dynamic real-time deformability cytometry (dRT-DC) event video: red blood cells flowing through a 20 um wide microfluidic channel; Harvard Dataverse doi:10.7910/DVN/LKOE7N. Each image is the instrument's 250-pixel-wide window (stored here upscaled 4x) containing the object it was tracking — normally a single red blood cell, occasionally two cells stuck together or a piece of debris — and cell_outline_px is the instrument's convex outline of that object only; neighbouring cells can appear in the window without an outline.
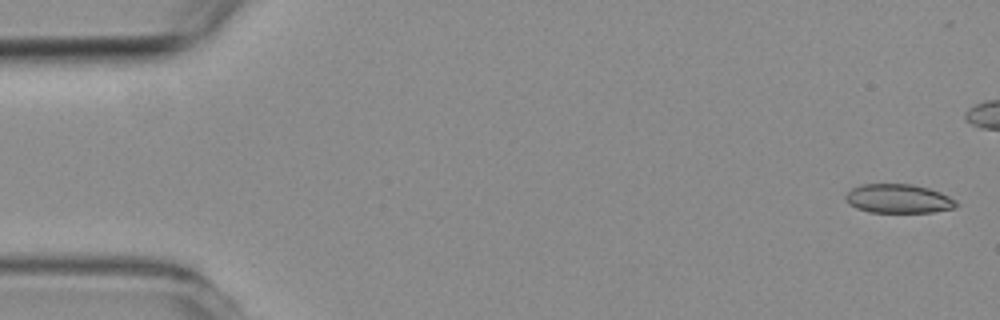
{"species": "common noctule bat (a hibernating species)", "species_latin": "Nyctalus noctula", "temperature_condition": "room temperature", "stored_images_in_passage": 10, "camera_frame_rate_fps": 3000, "um_per_image_px": 0.085, "animal": {"sex": "female", "body_mass_g": 19.3, "forearm_length_mm": 54.1}, "frame": {"image": 1, "passage_image": 1, "time_ms": 0.0, "image_size_px": [1000, 320], "cell_outline_px": [[960, 204], [956, 208], [932, 212], [868, 212], [856, 208], [848, 204], [844, 196], [852, 188], [864, 184], [912, 184], [928, 188], [940, 192], [956, 200]], "centroid_in_image_um": [76.38, 16.89], "position_along_channel_um": 8.6, "area_um2": 18.79}}
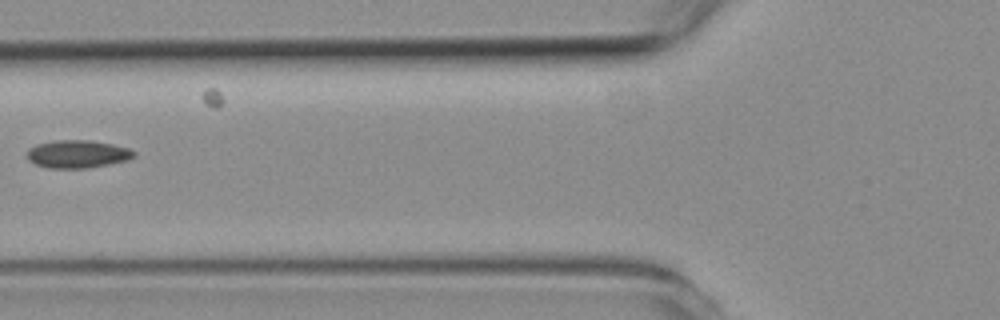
{"frame": {"image": 2, "passage_image": 7, "time_ms": 8.0, "image_size_px": [1000, 320], "cell_outline_px": [[136, 156], [128, 160], [88, 168], [48, 168], [36, 164], [28, 160], [28, 148], [36, 144], [60, 140], [88, 140], [112, 144], [128, 148], [136, 152]], "centroid_in_image_um": [6.6, 13.1], "position_along_channel_um": 119.2, "area_um2": 17.28}}
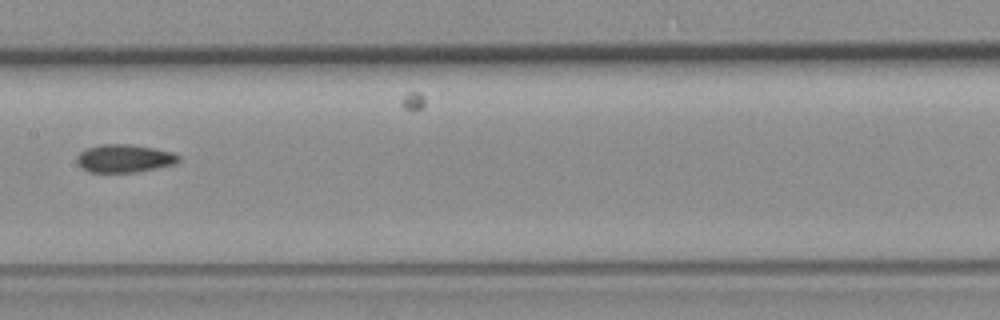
{"frame": {"image": 3, "passage_image": 9, "time_ms": 10.0, "image_size_px": [1000, 320], "cell_outline_px": [[180, 160], [176, 164], [136, 172], [88, 172], [80, 168], [76, 164], [76, 156], [84, 148], [100, 144], [128, 144], [152, 148], [172, 152], [180, 156]], "centroid_in_image_um": [10.51, 13.47], "position_along_channel_um": 196.9, "area_um2": 16.82}}